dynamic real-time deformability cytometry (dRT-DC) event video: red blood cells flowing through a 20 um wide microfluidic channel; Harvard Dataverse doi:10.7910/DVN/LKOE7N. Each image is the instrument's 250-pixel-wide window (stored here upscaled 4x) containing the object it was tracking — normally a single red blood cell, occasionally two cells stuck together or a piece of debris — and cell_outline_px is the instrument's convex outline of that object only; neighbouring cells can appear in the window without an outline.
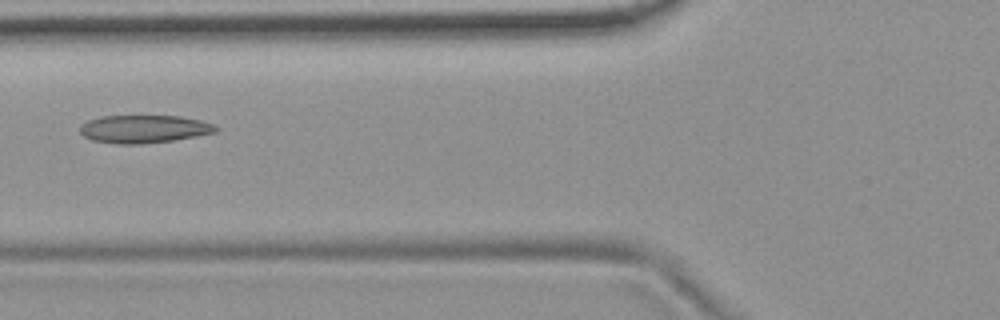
{"species": "common noctule bat (a hibernating species)", "species_latin": "Nyctalus noctula", "temperature_condition": "room temperature", "stored_images_in_passage": 9, "camera_frame_rate_fps": 3000, "um_per_image_px": 0.085, "animal": {"sex": "female", "body_mass_g": 19.9}, "frame": {"image": 1, "passage_image": 6, "time_ms": 1.667, "image_size_px": [1000, 320], "cell_outline_px": [[220, 128], [216, 132], [196, 136], [172, 140], [140, 144], [116, 144], [92, 140], [84, 136], [80, 132], [80, 124], [88, 120], [100, 116], [180, 116], [200, 120], [212, 124]], "centroid_in_image_um": [12.21, 10.96], "position_along_channel_um": 113.6, "area_um2": 22.08}}
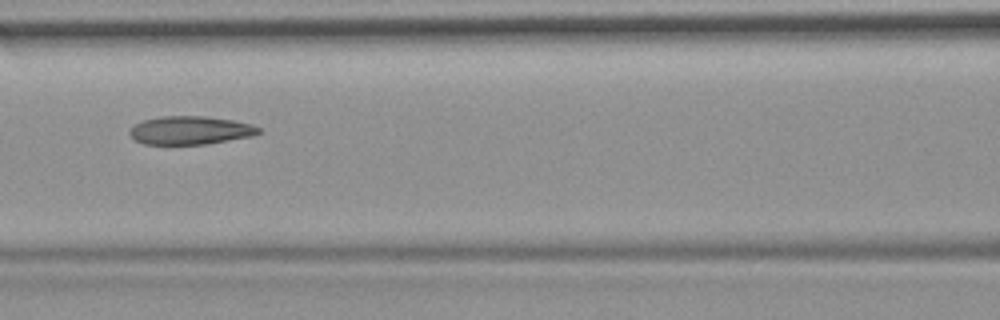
{"frame": {"image": 2, "passage_image": 7, "time_ms": 2.0, "image_size_px": [1000, 320], "cell_outline_px": [[264, 132], [252, 136], [208, 144], [144, 144], [136, 140], [128, 132], [136, 124], [144, 120], [160, 116], [204, 116], [232, 120], [252, 124], [260, 128]], "centroid_in_image_um": [16.23, 11.08], "position_along_channel_um": 150.4, "area_um2": 21.27}}
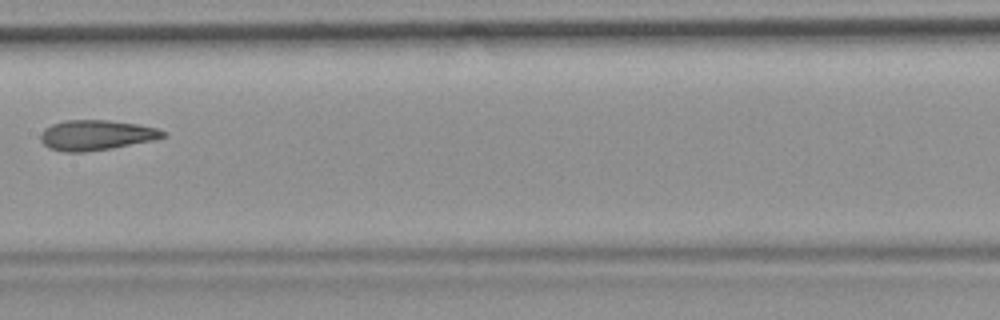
{"frame": {"image": 3, "passage_image": 8, "time_ms": 2.333, "image_size_px": [1000, 320], "cell_outline_px": [[168, 136], [152, 140], [112, 148], [84, 152], [64, 152], [48, 148], [40, 140], [40, 132], [44, 128], [52, 124], [64, 120], [108, 120], [140, 124], [156, 128], [164, 132]], "centroid_in_image_um": [8.14, 11.48], "position_along_channel_um": 199.3, "area_um2": 21.62}}